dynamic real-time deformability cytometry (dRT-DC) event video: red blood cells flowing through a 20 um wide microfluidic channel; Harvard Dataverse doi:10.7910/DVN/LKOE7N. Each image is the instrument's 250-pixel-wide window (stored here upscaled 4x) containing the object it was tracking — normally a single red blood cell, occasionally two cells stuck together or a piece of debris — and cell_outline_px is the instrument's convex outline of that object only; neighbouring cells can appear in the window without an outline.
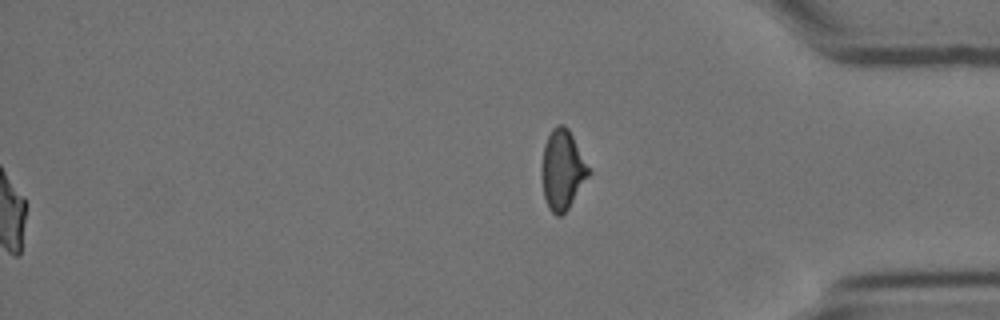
{"species": "Egyptian fruit bat (a non-hibernating species)", "species_latin": "Rousettus aegyptiacus", "temperature_condition": "cold", "stored_images_in_passage": 59, "segment_of_instrument_passage": [2, 2], "camera_frame_rate_fps": 3000, "um_per_image_px": 0.085, "animal": {"sex": "female"}, "frame": {"image": 1, "passage_image": 59, "time_ms": 19.333, "image_size_px": [1000, 320], "cell_outline_px": [[592, 172], [568, 208], [560, 216], [556, 216], [548, 208], [544, 196], [540, 176], [540, 168], [544, 144], [552, 128], [556, 124], [564, 124], [568, 128]], "centroid_in_image_um": [47.78, 14.42], "position_along_channel_um": 387.4, "area_um2": 22.08}}